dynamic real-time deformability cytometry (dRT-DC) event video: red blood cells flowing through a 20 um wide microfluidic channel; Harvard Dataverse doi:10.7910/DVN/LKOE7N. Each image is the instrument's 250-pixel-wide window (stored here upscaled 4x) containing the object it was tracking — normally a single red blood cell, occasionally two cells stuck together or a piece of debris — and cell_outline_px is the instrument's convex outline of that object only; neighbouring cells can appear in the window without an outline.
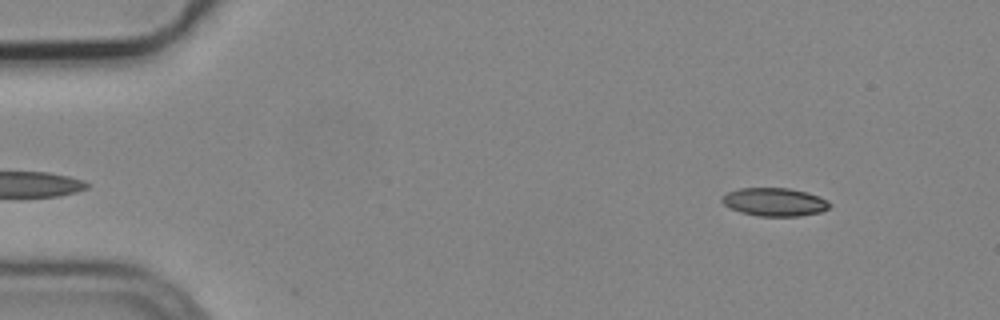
{"species": "common noctule bat (a hibernating species)", "species_latin": "Nyctalus noctula", "temperature_condition": "cold", "stored_images_in_passage": 5, "segment_of_instrument_passage": [2, 2], "camera_frame_rate_fps": 3000, "um_per_image_px": 0.085, "animal": {"sex": "male", "body_mass_g": 19.2, "forearm_length_mm": 51.8}, "frame": {"image": 1, "passage_image": 5, "time_ms": 1.333, "image_size_px": [1000, 320], "cell_outline_px": [[832, 204], [828, 208], [820, 212], [800, 216], [756, 216], [740, 212], [724, 204], [720, 200], [728, 192], [740, 188], [788, 188], [808, 192], [820, 196], [828, 200]], "centroid_in_image_um": [65.88, 17.17], "position_along_channel_um": 19.1, "area_um2": 17.74}}